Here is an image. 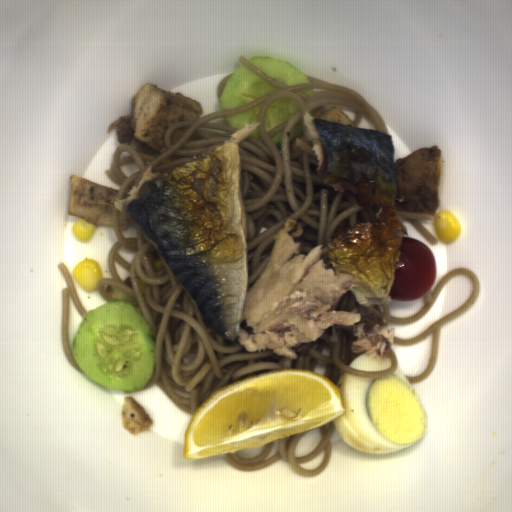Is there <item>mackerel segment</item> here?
I'll list each match as a JSON object with an SVG mask.
<instances>
[{
  "instance_id": "mackerel-segment-1",
  "label": "mackerel segment",
  "mask_w": 512,
  "mask_h": 512,
  "mask_svg": "<svg viewBox=\"0 0 512 512\" xmlns=\"http://www.w3.org/2000/svg\"><path fill=\"white\" fill-rule=\"evenodd\" d=\"M301 122L321 182L334 192L348 191L357 207L376 204L378 221L354 224L305 255L295 241L304 234L303 223L286 218L250 288L239 142L262 122L246 123L165 171L147 167L128 196L113 202L137 224L217 336L248 353L273 350L291 360L298 358L294 348L314 343L332 325L360 323L358 308L336 310L348 291L367 309L392 302L408 233L397 211L437 215L444 166L439 145L395 160L390 134L305 110Z\"/></svg>"
},
{
  "instance_id": "mackerel-segment-2",
  "label": "mackerel segment",
  "mask_w": 512,
  "mask_h": 512,
  "mask_svg": "<svg viewBox=\"0 0 512 512\" xmlns=\"http://www.w3.org/2000/svg\"><path fill=\"white\" fill-rule=\"evenodd\" d=\"M366 325V322L356 325L353 337H357V339L352 341L350 346L353 353L367 352L370 357H375L378 362L390 357L396 328L388 329V324L380 325L378 323L365 332Z\"/></svg>"
}]
</instances>
